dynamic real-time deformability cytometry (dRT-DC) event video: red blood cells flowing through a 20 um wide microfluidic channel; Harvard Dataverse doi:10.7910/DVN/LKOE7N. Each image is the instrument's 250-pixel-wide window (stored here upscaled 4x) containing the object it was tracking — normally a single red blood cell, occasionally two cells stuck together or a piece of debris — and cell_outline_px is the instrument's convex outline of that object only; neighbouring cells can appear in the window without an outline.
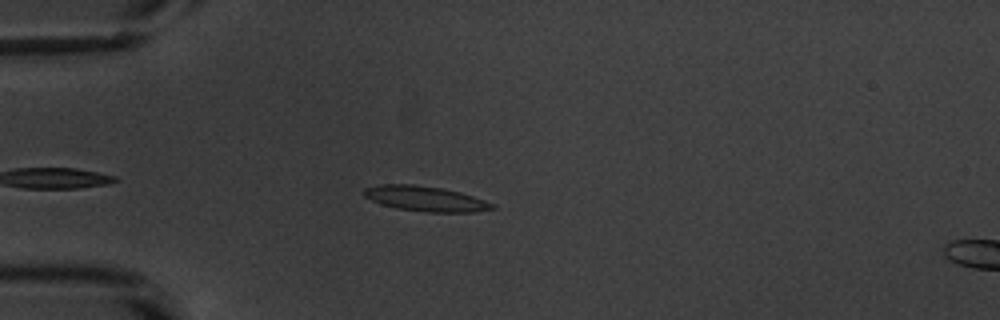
{"species": "common noctule bat (a hibernating species)", "species_latin": "Nyctalus noctula", "temperature_condition": "warm", "stored_images_in_passage": 42, "camera_frame_rate_fps": 3000, "um_per_image_px": 0.085, "animal": {"sex": "male", "body_mass_g": 20.1, "forearm_length_mm": 53.5}, "frame": {"image": 1, "passage_image": 7, "time_ms": 2.0, "image_size_px": [1000, 320], "cell_outline_px": [[496, 208], [476, 212], [428, 212], [396, 208], [380, 204], [364, 196], [364, 188], [380, 184], [412, 184], [440, 188], [460, 192], [496, 204]], "centroid_in_image_um": [36.17, 16.89], "position_along_channel_um": 48.8, "area_um2": 18.73}, "authors_computed_cell_mechanics": {"area_um2": 16.5308, "velocity_mm_per_s": 3.8206, "shape_relaxation_time_tau1_ms": 1.8441, "shape_relaxation_time_tau2_ms": 3.6907, "deformation_change_tau1": 0.1043, "deformation_change_tau2": 0.0909}}